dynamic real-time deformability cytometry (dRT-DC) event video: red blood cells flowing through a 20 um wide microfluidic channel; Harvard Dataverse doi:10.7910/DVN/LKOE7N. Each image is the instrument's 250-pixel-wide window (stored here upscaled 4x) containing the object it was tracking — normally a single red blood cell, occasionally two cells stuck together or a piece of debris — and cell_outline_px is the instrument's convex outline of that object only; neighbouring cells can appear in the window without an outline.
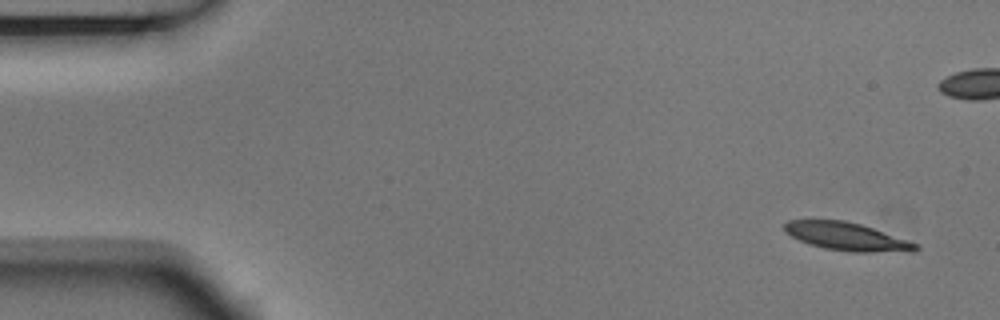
{"species": "Egyptian fruit bat (a non-hibernating species)", "species_latin": "Rousettus aegyptiacus", "temperature_condition": "room temperature", "stored_images_in_passage": 8, "segment_of_instrument_passage": [1, 2], "camera_frame_rate_fps": 3000, "um_per_image_px": 0.085, "animal": {"sex": "male"}, "frame": {"image": 1, "passage_image": 1, "time_ms": 0.0, "image_size_px": [1000, 320], "cell_outline_px": [[920, 248], [916, 252], [848, 252], [824, 248], [800, 240], [792, 236], [784, 228], [784, 224], [788, 220], [844, 220], [860, 224], [920, 244]], "centroid_in_image_um": [72.06, 20.12], "position_along_channel_um": 12.9, "area_um2": 21.33}}
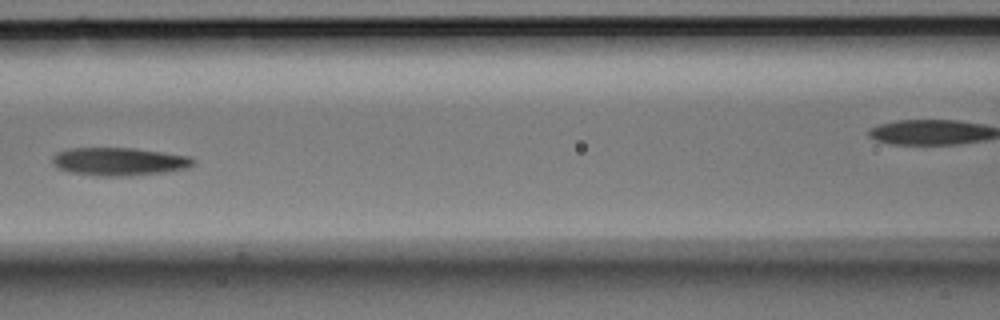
{"frame": {"image": 2, "passage_image": 7, "time_ms": 2.0, "image_size_px": [1000, 320], "cell_outline_px": [[196, 164], [188, 168], [164, 172], [124, 176], [100, 176], [68, 172], [56, 168], [52, 164], [52, 156], [56, 152], [68, 148], [136, 148], [192, 156], [196, 160]], "centroid_in_image_um": [10.13, 13.72], "position_along_channel_um": 156.5, "area_um2": 23.41}}